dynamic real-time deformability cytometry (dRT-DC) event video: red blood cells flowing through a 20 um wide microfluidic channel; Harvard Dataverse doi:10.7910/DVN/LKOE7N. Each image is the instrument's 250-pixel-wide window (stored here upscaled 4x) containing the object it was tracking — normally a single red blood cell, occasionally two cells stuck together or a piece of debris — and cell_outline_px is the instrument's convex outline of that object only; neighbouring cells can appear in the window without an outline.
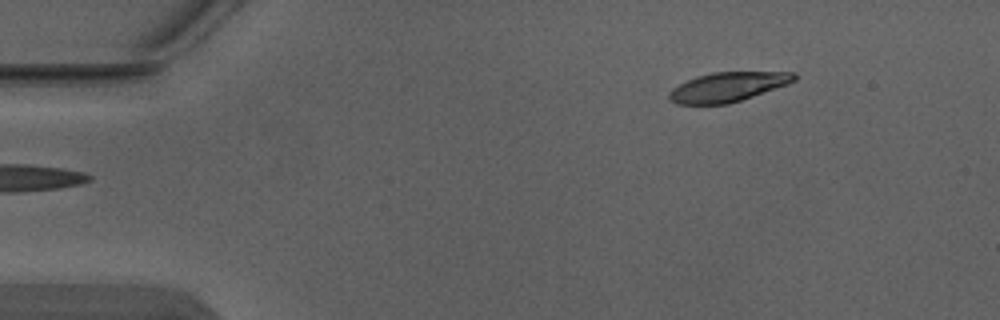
{"species": "Egyptian fruit bat (a non-hibernating species)", "species_latin": "Rousettus aegyptiacus", "temperature_condition": "warm", "stored_images_in_passage": 2, "camera_frame_rate_fps": 3000, "um_per_image_px": 0.085, "animal": {"sex": "male"}, "frame": {"image": 1, "passage_image": 2, "time_ms": 0.333, "image_size_px": [1000, 320], "cell_outline_px": [[796, 80], [788, 84], [728, 104], [676, 104], [668, 100], [668, 92], [672, 88], [696, 76], [712, 72], [796, 72]], "centroid_in_image_um": [61.83, 7.39], "position_along_channel_um": 23.2, "area_um2": 21.39}}